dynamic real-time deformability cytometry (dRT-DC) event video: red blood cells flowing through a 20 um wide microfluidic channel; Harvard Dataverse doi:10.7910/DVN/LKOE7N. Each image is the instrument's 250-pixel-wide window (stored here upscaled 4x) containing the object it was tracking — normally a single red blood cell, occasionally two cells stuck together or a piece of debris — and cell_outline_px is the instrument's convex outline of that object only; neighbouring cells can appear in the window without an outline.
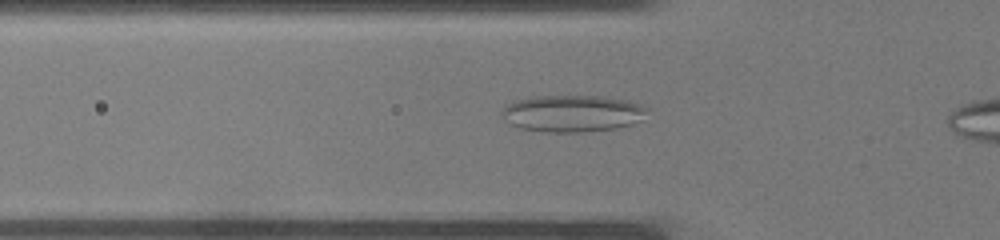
{"species": "common noctule bat (a hibernating species)", "species_latin": "Nyctalus noctula", "temperature_condition": "warm", "stored_images_in_passage": 27, "camera_frame_rate_fps": 3000, "um_per_image_px": 0.085, "animal": {"sex": "male", "body_mass_g": 19.0, "forearm_length_mm": 50.8}, "frame": {"image": 1, "passage_image": 6, "time_ms": 1.667, "image_size_px": [1000, 240], "cell_outline_px": [[648, 108], [640, 120], [632, 124], [616, 128], [580, 132], [544, 132], [520, 128], [504, 120], [500, 116], [500, 112], [512, 100], [528, 96], [604, 96], [628, 100], [640, 104]], "centroid_in_image_um": [48.6, 9.63], "position_along_channel_um": 77.2, "area_um2": 31.44}}
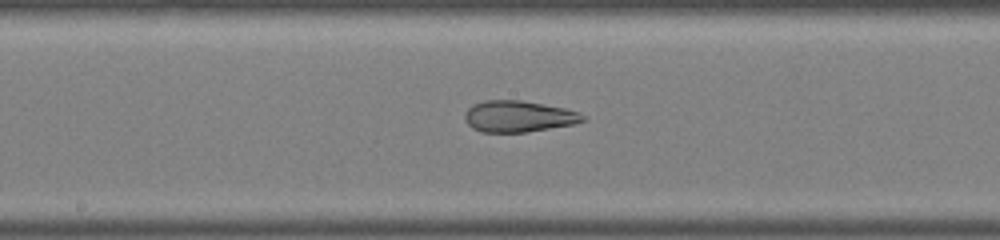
{"frame": {"image": 2, "passage_image": 13, "time_ms": 4.0, "image_size_px": [1000, 240], "cell_outline_px": [[584, 120], [572, 124], [524, 132], [480, 132], [472, 128], [464, 120], [464, 112], [472, 104], [484, 100], [520, 100], [564, 108], [576, 112], [584, 116]], "centroid_in_image_um": [43.97, 9.89], "position_along_channel_um": 204.2, "area_um2": 21.33}}
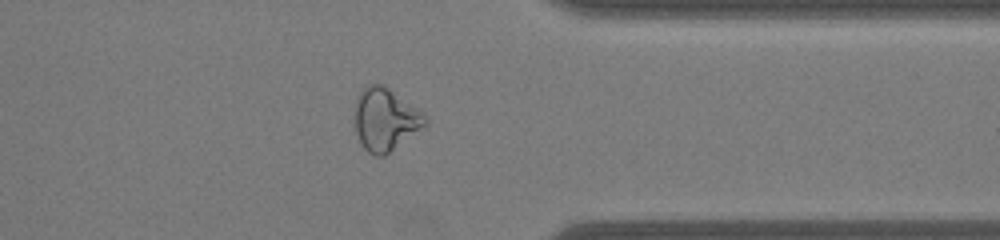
{"frame": {"image": 3, "passage_image": 23, "time_ms": 7.333, "image_size_px": [1000, 240], "cell_outline_px": [[428, 124], [384, 156], [372, 156], [364, 148], [356, 132], [356, 100], [360, 92], [368, 84], [380, 84], [388, 88], [424, 112], [428, 120]], "centroid_in_image_um": [32.78, 10.16], "position_along_channel_um": 378.6, "area_um2": 25.43}}